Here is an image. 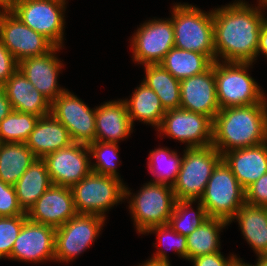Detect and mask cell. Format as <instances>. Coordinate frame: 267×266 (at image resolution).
I'll return each mask as SVG.
<instances>
[{"instance_id":"f546056e","label":"cell","mask_w":267,"mask_h":266,"mask_svg":"<svg viewBox=\"0 0 267 266\" xmlns=\"http://www.w3.org/2000/svg\"><path fill=\"white\" fill-rule=\"evenodd\" d=\"M229 223L220 218H208L194 232L186 236L187 260L220 251V231Z\"/></svg>"},{"instance_id":"e0dca14e","label":"cell","mask_w":267,"mask_h":266,"mask_svg":"<svg viewBox=\"0 0 267 266\" xmlns=\"http://www.w3.org/2000/svg\"><path fill=\"white\" fill-rule=\"evenodd\" d=\"M76 214L71 188L54 184L26 212L30 221L55 229Z\"/></svg>"},{"instance_id":"ffe728a7","label":"cell","mask_w":267,"mask_h":266,"mask_svg":"<svg viewBox=\"0 0 267 266\" xmlns=\"http://www.w3.org/2000/svg\"><path fill=\"white\" fill-rule=\"evenodd\" d=\"M239 184L246 189L267 172V141L222 154Z\"/></svg>"},{"instance_id":"4fadbf2b","label":"cell","mask_w":267,"mask_h":266,"mask_svg":"<svg viewBox=\"0 0 267 266\" xmlns=\"http://www.w3.org/2000/svg\"><path fill=\"white\" fill-rule=\"evenodd\" d=\"M51 114L69 131L73 143L89 145L95 141L96 108L66 90L51 103Z\"/></svg>"},{"instance_id":"ba28073f","label":"cell","mask_w":267,"mask_h":266,"mask_svg":"<svg viewBox=\"0 0 267 266\" xmlns=\"http://www.w3.org/2000/svg\"><path fill=\"white\" fill-rule=\"evenodd\" d=\"M121 179L90 172L71 187L77 214H95L106 219L107 210L124 199Z\"/></svg>"},{"instance_id":"30bf717a","label":"cell","mask_w":267,"mask_h":266,"mask_svg":"<svg viewBox=\"0 0 267 266\" xmlns=\"http://www.w3.org/2000/svg\"><path fill=\"white\" fill-rule=\"evenodd\" d=\"M105 218L95 214H76L55 231V262L73 261L95 242Z\"/></svg>"},{"instance_id":"9a60e30c","label":"cell","mask_w":267,"mask_h":266,"mask_svg":"<svg viewBox=\"0 0 267 266\" xmlns=\"http://www.w3.org/2000/svg\"><path fill=\"white\" fill-rule=\"evenodd\" d=\"M88 145L72 143L68 147L47 154V165L52 184L71 188L91 172Z\"/></svg>"},{"instance_id":"8d00e7d4","label":"cell","mask_w":267,"mask_h":266,"mask_svg":"<svg viewBox=\"0 0 267 266\" xmlns=\"http://www.w3.org/2000/svg\"><path fill=\"white\" fill-rule=\"evenodd\" d=\"M26 214L18 202L16 190L0 180V217Z\"/></svg>"},{"instance_id":"7c38bea8","label":"cell","mask_w":267,"mask_h":266,"mask_svg":"<svg viewBox=\"0 0 267 266\" xmlns=\"http://www.w3.org/2000/svg\"><path fill=\"white\" fill-rule=\"evenodd\" d=\"M157 131L185 143L187 148L212 145L213 120L203 114L184 109H171L165 112Z\"/></svg>"},{"instance_id":"d4e9b609","label":"cell","mask_w":267,"mask_h":266,"mask_svg":"<svg viewBox=\"0 0 267 266\" xmlns=\"http://www.w3.org/2000/svg\"><path fill=\"white\" fill-rule=\"evenodd\" d=\"M124 101L132 126L135 120L150 124L156 129L160 126L166 110L158 95L145 83L141 82L130 99Z\"/></svg>"},{"instance_id":"5bb4252c","label":"cell","mask_w":267,"mask_h":266,"mask_svg":"<svg viewBox=\"0 0 267 266\" xmlns=\"http://www.w3.org/2000/svg\"><path fill=\"white\" fill-rule=\"evenodd\" d=\"M0 40L18 63L26 58L45 55L55 47L11 11L0 12Z\"/></svg>"},{"instance_id":"2e32d148","label":"cell","mask_w":267,"mask_h":266,"mask_svg":"<svg viewBox=\"0 0 267 266\" xmlns=\"http://www.w3.org/2000/svg\"><path fill=\"white\" fill-rule=\"evenodd\" d=\"M56 229L27 219L14 242L8 259L24 262L55 261Z\"/></svg>"},{"instance_id":"4dcf8cb0","label":"cell","mask_w":267,"mask_h":266,"mask_svg":"<svg viewBox=\"0 0 267 266\" xmlns=\"http://www.w3.org/2000/svg\"><path fill=\"white\" fill-rule=\"evenodd\" d=\"M183 159L177 151L167 147H159L149 152L148 169L155 179L153 182L173 186Z\"/></svg>"},{"instance_id":"44dd1931","label":"cell","mask_w":267,"mask_h":266,"mask_svg":"<svg viewBox=\"0 0 267 266\" xmlns=\"http://www.w3.org/2000/svg\"><path fill=\"white\" fill-rule=\"evenodd\" d=\"M95 141L118 143L133 132L124 100L107 101L96 107Z\"/></svg>"},{"instance_id":"e575fe53","label":"cell","mask_w":267,"mask_h":266,"mask_svg":"<svg viewBox=\"0 0 267 266\" xmlns=\"http://www.w3.org/2000/svg\"><path fill=\"white\" fill-rule=\"evenodd\" d=\"M156 233L157 235V243L155 247L158 248L155 254L151 257L152 259L161 260V261H169V256L166 254V248L174 250V252L180 256L181 258L187 260V243L186 236L181 235L174 231L169 224L159 225L151 227L145 234ZM166 247L165 249L158 247Z\"/></svg>"},{"instance_id":"836d02e7","label":"cell","mask_w":267,"mask_h":266,"mask_svg":"<svg viewBox=\"0 0 267 266\" xmlns=\"http://www.w3.org/2000/svg\"><path fill=\"white\" fill-rule=\"evenodd\" d=\"M88 148L90 157L96 160L95 163L91 162L92 172L121 179L117 172V163L120 164L118 143L94 141L88 145Z\"/></svg>"},{"instance_id":"1f68e13d","label":"cell","mask_w":267,"mask_h":266,"mask_svg":"<svg viewBox=\"0 0 267 266\" xmlns=\"http://www.w3.org/2000/svg\"><path fill=\"white\" fill-rule=\"evenodd\" d=\"M197 200H177L168 224L177 233L187 236L200 227L208 218L203 204L198 200L197 210L191 206Z\"/></svg>"},{"instance_id":"52a82bcc","label":"cell","mask_w":267,"mask_h":266,"mask_svg":"<svg viewBox=\"0 0 267 266\" xmlns=\"http://www.w3.org/2000/svg\"><path fill=\"white\" fill-rule=\"evenodd\" d=\"M199 201L209 218H220L229 223L238 209L246 203L245 189L221 160L214 168Z\"/></svg>"},{"instance_id":"b9f144b4","label":"cell","mask_w":267,"mask_h":266,"mask_svg":"<svg viewBox=\"0 0 267 266\" xmlns=\"http://www.w3.org/2000/svg\"><path fill=\"white\" fill-rule=\"evenodd\" d=\"M12 110L11 103L6 96L4 86L0 85V121L4 119Z\"/></svg>"},{"instance_id":"f1b7e54d","label":"cell","mask_w":267,"mask_h":266,"mask_svg":"<svg viewBox=\"0 0 267 266\" xmlns=\"http://www.w3.org/2000/svg\"><path fill=\"white\" fill-rule=\"evenodd\" d=\"M143 83L150 87L159 97L163 108L167 110L180 108V80L173 77L160 64L145 65Z\"/></svg>"},{"instance_id":"603a6c76","label":"cell","mask_w":267,"mask_h":266,"mask_svg":"<svg viewBox=\"0 0 267 266\" xmlns=\"http://www.w3.org/2000/svg\"><path fill=\"white\" fill-rule=\"evenodd\" d=\"M73 143L68 129L52 114L38 119L25 144L34 155L43 159L47 154Z\"/></svg>"},{"instance_id":"4316f807","label":"cell","mask_w":267,"mask_h":266,"mask_svg":"<svg viewBox=\"0 0 267 266\" xmlns=\"http://www.w3.org/2000/svg\"><path fill=\"white\" fill-rule=\"evenodd\" d=\"M36 159L25 143H0V180L14 186Z\"/></svg>"},{"instance_id":"7a4b0ae2","label":"cell","mask_w":267,"mask_h":266,"mask_svg":"<svg viewBox=\"0 0 267 266\" xmlns=\"http://www.w3.org/2000/svg\"><path fill=\"white\" fill-rule=\"evenodd\" d=\"M267 141V98L261 103L220 109L213 119L212 146L227 151Z\"/></svg>"},{"instance_id":"484cf974","label":"cell","mask_w":267,"mask_h":266,"mask_svg":"<svg viewBox=\"0 0 267 266\" xmlns=\"http://www.w3.org/2000/svg\"><path fill=\"white\" fill-rule=\"evenodd\" d=\"M51 185L45 161L37 158L14 185L22 209L27 212Z\"/></svg>"},{"instance_id":"bcb514c9","label":"cell","mask_w":267,"mask_h":266,"mask_svg":"<svg viewBox=\"0 0 267 266\" xmlns=\"http://www.w3.org/2000/svg\"><path fill=\"white\" fill-rule=\"evenodd\" d=\"M230 266H248V263H245L242 259L237 258Z\"/></svg>"},{"instance_id":"7bdbcfd3","label":"cell","mask_w":267,"mask_h":266,"mask_svg":"<svg viewBox=\"0 0 267 266\" xmlns=\"http://www.w3.org/2000/svg\"><path fill=\"white\" fill-rule=\"evenodd\" d=\"M138 266H171L170 261H161L156 259H148L146 262L139 264Z\"/></svg>"},{"instance_id":"3957f363","label":"cell","mask_w":267,"mask_h":266,"mask_svg":"<svg viewBox=\"0 0 267 266\" xmlns=\"http://www.w3.org/2000/svg\"><path fill=\"white\" fill-rule=\"evenodd\" d=\"M171 14L174 47L205 54L216 61L213 9L205 12L188 3H175Z\"/></svg>"},{"instance_id":"60d3db41","label":"cell","mask_w":267,"mask_h":266,"mask_svg":"<svg viewBox=\"0 0 267 266\" xmlns=\"http://www.w3.org/2000/svg\"><path fill=\"white\" fill-rule=\"evenodd\" d=\"M260 53L267 57V18L264 21V24L259 33L258 48L256 51V60L259 57Z\"/></svg>"},{"instance_id":"83f0119b","label":"cell","mask_w":267,"mask_h":266,"mask_svg":"<svg viewBox=\"0 0 267 266\" xmlns=\"http://www.w3.org/2000/svg\"><path fill=\"white\" fill-rule=\"evenodd\" d=\"M213 61L205 54L173 47L160 65L178 80L207 71Z\"/></svg>"},{"instance_id":"5b68a950","label":"cell","mask_w":267,"mask_h":266,"mask_svg":"<svg viewBox=\"0 0 267 266\" xmlns=\"http://www.w3.org/2000/svg\"><path fill=\"white\" fill-rule=\"evenodd\" d=\"M252 63L214 61L216 95L220 109L261 103L266 96L248 74Z\"/></svg>"},{"instance_id":"f35d334b","label":"cell","mask_w":267,"mask_h":266,"mask_svg":"<svg viewBox=\"0 0 267 266\" xmlns=\"http://www.w3.org/2000/svg\"><path fill=\"white\" fill-rule=\"evenodd\" d=\"M17 70L18 62L0 40V85H4Z\"/></svg>"},{"instance_id":"d6986e66","label":"cell","mask_w":267,"mask_h":266,"mask_svg":"<svg viewBox=\"0 0 267 266\" xmlns=\"http://www.w3.org/2000/svg\"><path fill=\"white\" fill-rule=\"evenodd\" d=\"M61 48L63 47H54L45 55L26 58L18 63V69L51 103L67 90L61 88L57 81L61 68L64 67L55 55Z\"/></svg>"},{"instance_id":"8fae6325","label":"cell","mask_w":267,"mask_h":266,"mask_svg":"<svg viewBox=\"0 0 267 266\" xmlns=\"http://www.w3.org/2000/svg\"><path fill=\"white\" fill-rule=\"evenodd\" d=\"M133 61L145 65L160 64L165 55L174 47L172 19H151L131 36Z\"/></svg>"},{"instance_id":"f6af8a7d","label":"cell","mask_w":267,"mask_h":266,"mask_svg":"<svg viewBox=\"0 0 267 266\" xmlns=\"http://www.w3.org/2000/svg\"><path fill=\"white\" fill-rule=\"evenodd\" d=\"M257 263L254 265L248 264V266H267V255L266 256H257Z\"/></svg>"},{"instance_id":"d590c367","label":"cell","mask_w":267,"mask_h":266,"mask_svg":"<svg viewBox=\"0 0 267 266\" xmlns=\"http://www.w3.org/2000/svg\"><path fill=\"white\" fill-rule=\"evenodd\" d=\"M27 215L0 217V259L9 258Z\"/></svg>"},{"instance_id":"ab89813d","label":"cell","mask_w":267,"mask_h":266,"mask_svg":"<svg viewBox=\"0 0 267 266\" xmlns=\"http://www.w3.org/2000/svg\"><path fill=\"white\" fill-rule=\"evenodd\" d=\"M238 257L236 255H229L225 258L221 251L212 254H206L195 257L190 261L193 266H230Z\"/></svg>"},{"instance_id":"7402d4cb","label":"cell","mask_w":267,"mask_h":266,"mask_svg":"<svg viewBox=\"0 0 267 266\" xmlns=\"http://www.w3.org/2000/svg\"><path fill=\"white\" fill-rule=\"evenodd\" d=\"M12 109L39 118L51 114V102L18 69L3 85Z\"/></svg>"},{"instance_id":"74e56055","label":"cell","mask_w":267,"mask_h":266,"mask_svg":"<svg viewBox=\"0 0 267 266\" xmlns=\"http://www.w3.org/2000/svg\"><path fill=\"white\" fill-rule=\"evenodd\" d=\"M248 204L267 207V172L245 189Z\"/></svg>"},{"instance_id":"277c9868","label":"cell","mask_w":267,"mask_h":266,"mask_svg":"<svg viewBox=\"0 0 267 266\" xmlns=\"http://www.w3.org/2000/svg\"><path fill=\"white\" fill-rule=\"evenodd\" d=\"M124 186V199H129V212L137 233L144 234L153 226L166 225L172 215L175 202L172 186L149 181L137 194Z\"/></svg>"},{"instance_id":"ee69618b","label":"cell","mask_w":267,"mask_h":266,"mask_svg":"<svg viewBox=\"0 0 267 266\" xmlns=\"http://www.w3.org/2000/svg\"><path fill=\"white\" fill-rule=\"evenodd\" d=\"M17 0H0V12L11 11Z\"/></svg>"},{"instance_id":"cb8c5ba5","label":"cell","mask_w":267,"mask_h":266,"mask_svg":"<svg viewBox=\"0 0 267 266\" xmlns=\"http://www.w3.org/2000/svg\"><path fill=\"white\" fill-rule=\"evenodd\" d=\"M244 239L250 245L256 256L267 255V207L243 204L234 215Z\"/></svg>"},{"instance_id":"6da1fadb","label":"cell","mask_w":267,"mask_h":266,"mask_svg":"<svg viewBox=\"0 0 267 266\" xmlns=\"http://www.w3.org/2000/svg\"><path fill=\"white\" fill-rule=\"evenodd\" d=\"M258 2V6L251 7L248 2L237 0L213 10L216 61H256L259 33L267 18L263 13L267 9L265 1Z\"/></svg>"},{"instance_id":"8992f818","label":"cell","mask_w":267,"mask_h":266,"mask_svg":"<svg viewBox=\"0 0 267 266\" xmlns=\"http://www.w3.org/2000/svg\"><path fill=\"white\" fill-rule=\"evenodd\" d=\"M222 160L212 145L185 147L177 179L172 186L176 200H199L214 168Z\"/></svg>"},{"instance_id":"9c48e42d","label":"cell","mask_w":267,"mask_h":266,"mask_svg":"<svg viewBox=\"0 0 267 266\" xmlns=\"http://www.w3.org/2000/svg\"><path fill=\"white\" fill-rule=\"evenodd\" d=\"M66 0H17L11 12L55 47L64 41Z\"/></svg>"},{"instance_id":"d6a6232c","label":"cell","mask_w":267,"mask_h":266,"mask_svg":"<svg viewBox=\"0 0 267 266\" xmlns=\"http://www.w3.org/2000/svg\"><path fill=\"white\" fill-rule=\"evenodd\" d=\"M39 117L12 110L0 121V143H25Z\"/></svg>"},{"instance_id":"ac0fdd59","label":"cell","mask_w":267,"mask_h":266,"mask_svg":"<svg viewBox=\"0 0 267 266\" xmlns=\"http://www.w3.org/2000/svg\"><path fill=\"white\" fill-rule=\"evenodd\" d=\"M180 108L210 117L212 120L220 107L216 95L214 62L205 72L180 80Z\"/></svg>"}]
</instances>
